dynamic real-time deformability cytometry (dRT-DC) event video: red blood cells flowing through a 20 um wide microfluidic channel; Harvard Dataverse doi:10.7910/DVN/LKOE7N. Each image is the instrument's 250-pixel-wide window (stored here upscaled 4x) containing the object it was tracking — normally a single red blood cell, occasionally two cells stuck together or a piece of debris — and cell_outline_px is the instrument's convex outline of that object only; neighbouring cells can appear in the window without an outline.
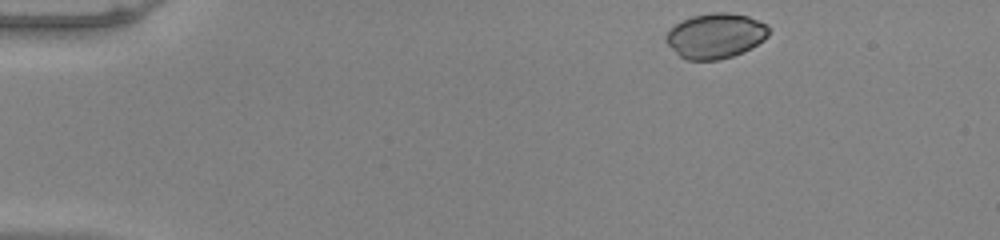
{"species": "common noctule bat (a hibernating species)", "species_latin": "Nyctalus noctula", "temperature_condition": "warm", "stored_images_in_passage": 46, "camera_frame_rate_fps": 3000, "um_per_image_px": 0.085, "animal": {"sex": "male", "body_mass_g": 20.0, "forearm_length_mm": 53.3}, "frame": {"image": 1, "passage_image": 1, "time_ms": 0.0, "image_size_px": [1000, 240], "cell_outline_px": [[768, 36], [764, 40], [752, 48], [744, 52], [720, 60], [688, 60], [680, 56], [664, 40], [664, 36], [676, 24], [692, 16], [712, 12], [728, 12], [748, 16], [768, 24]], "centroid_in_image_um": [60.84, 3.04], "position_along_channel_um": 24.2, "area_um2": 27.05}}
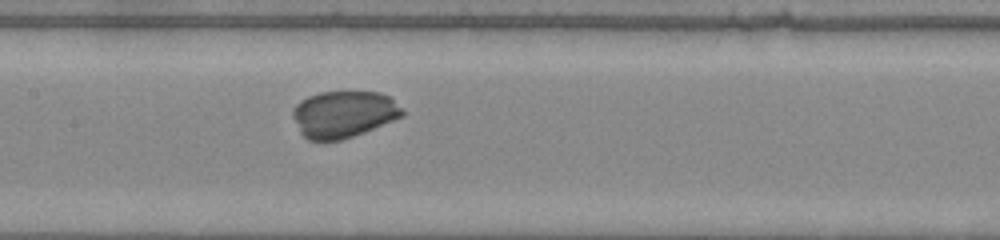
{"frame": {"image": 2, "passage_image": 20, "time_ms": 6.333, "image_size_px": [1000, 240], "cell_outline_px": [[404, 116], [364, 132], [340, 140], [308, 140], [300, 132], [292, 116], [292, 108], [300, 100], [308, 96], [320, 92], [380, 92], [388, 96], [404, 112]], "centroid_in_image_um": [29.17, 9.7], "position_along_channel_um": 178.2, "area_um2": 29.65}}
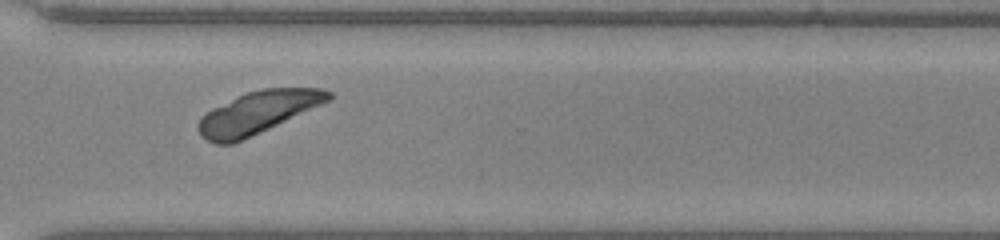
{"frame": {"image": 3, "passage_image": 33, "time_ms": 10.667, "image_size_px": [1000, 240], "cell_outline_px": [[332, 100], [232, 144], [216, 144], [200, 136], [196, 128], [196, 124], [200, 116], [204, 112], [212, 108], [248, 92], [264, 88], [324, 88], [332, 92]], "centroid_in_image_um": [21.89, 9.56], "position_along_channel_um": 348.7, "area_um2": 31.91}}